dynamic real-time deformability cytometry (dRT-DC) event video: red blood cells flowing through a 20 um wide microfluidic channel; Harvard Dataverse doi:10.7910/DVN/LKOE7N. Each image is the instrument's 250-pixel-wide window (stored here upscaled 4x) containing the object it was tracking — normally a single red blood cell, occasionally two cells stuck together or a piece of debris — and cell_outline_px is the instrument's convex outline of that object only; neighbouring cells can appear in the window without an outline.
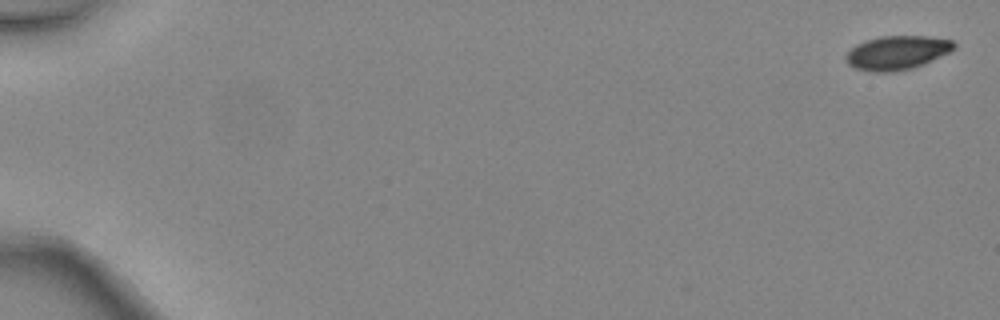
{"species": "common noctule bat (a hibernating species)", "species_latin": "Nyctalus noctula", "temperature_condition": "warm", "stored_images_in_passage": 6, "camera_frame_rate_fps": 3000, "um_per_image_px": 0.085, "animal": {"sex": "female", "body_mass_g": 24.6, "forearm_length_mm": 56.2}, "frame": {"image": 1, "passage_image": 1, "time_ms": 0.0, "image_size_px": [1000, 320], "cell_outline_px": [[956, 48], [924, 64], [912, 68], [892, 72], [872, 72], [856, 68], [848, 64], [844, 60], [844, 56], [856, 44], [880, 36], [924, 36], [952, 40], [956, 44]], "centroid_in_image_um": [76.23, 4.48], "position_along_channel_um": 8.8, "area_um2": 21.27}}
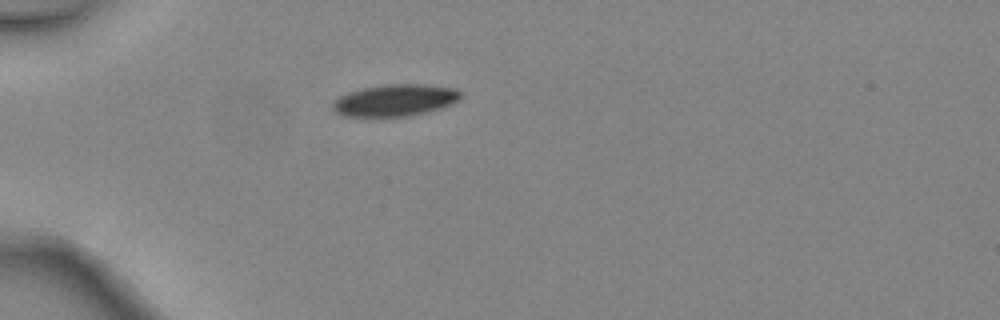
{"frame": {"image": 2, "passage_image": 5, "time_ms": 1.333, "image_size_px": [1000, 320], "cell_outline_px": [[460, 96], [452, 104], [428, 112], [408, 116], [344, 116], [336, 112], [332, 108], [332, 104], [340, 96], [348, 92], [364, 88], [388, 84], [428, 84], [452, 88], [460, 92]], "centroid_in_image_um": [33.57, 8.52], "position_along_channel_um": 51.4, "area_um2": 23.47}}